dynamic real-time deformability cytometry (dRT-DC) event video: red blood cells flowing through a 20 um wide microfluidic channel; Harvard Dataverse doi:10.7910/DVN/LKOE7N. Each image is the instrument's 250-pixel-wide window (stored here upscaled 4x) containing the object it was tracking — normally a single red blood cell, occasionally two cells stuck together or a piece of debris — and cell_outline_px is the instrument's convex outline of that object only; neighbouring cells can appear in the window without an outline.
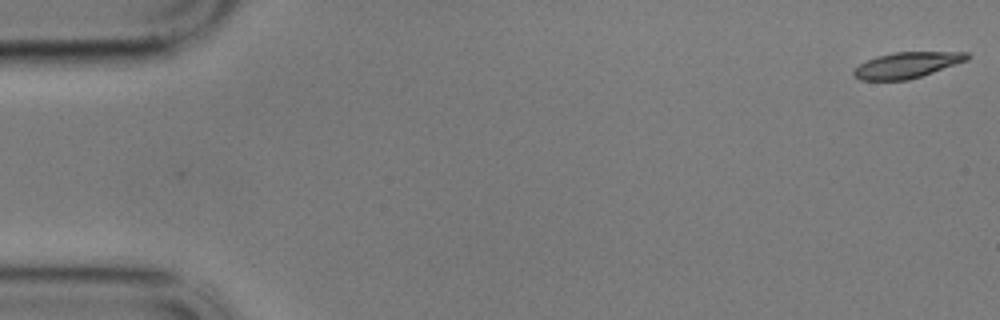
{"species": "common noctule bat (a hibernating species)", "species_latin": "Nyctalus noctula", "temperature_condition": "cold", "stored_images_in_passage": 58, "camera_frame_rate_fps": 3000, "um_per_image_px": 0.085, "animal": {"sex": "male", "body_mass_g": 17.9}, "frame": {"image": 1, "passage_image": 1, "time_ms": 0.0, "image_size_px": [1000, 320], "cell_outline_px": [[972, 56], [968, 60], [908, 80], [860, 80], [852, 76], [852, 72], [860, 64], [876, 56], [896, 52], [968, 52]], "centroid_in_image_um": [77.08, 5.53], "position_along_channel_um": 7.9, "area_um2": 16.99}}
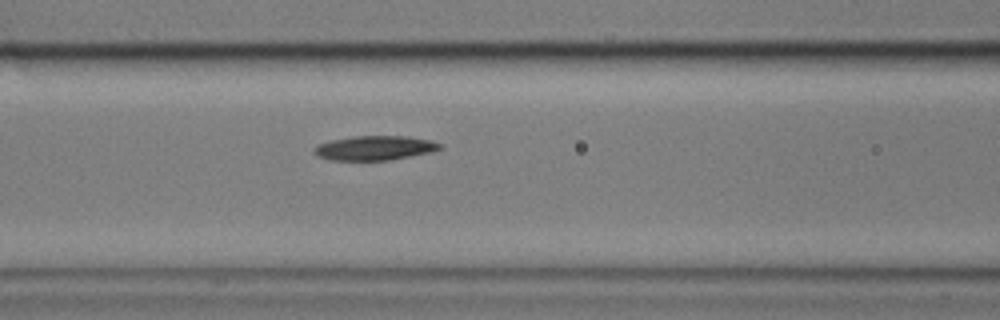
{"frame": {"image": 2, "passage_image": 24, "time_ms": 7.667, "image_size_px": [1000, 320], "cell_outline_px": [[444, 148], [432, 152], [388, 160], [328, 160], [316, 156], [312, 152], [312, 148], [316, 144], [332, 140], [356, 136], [408, 136], [428, 140], [444, 144]], "centroid_in_image_um": [31.83, 12.58], "position_along_channel_um": 134.8, "area_um2": 18.09}}
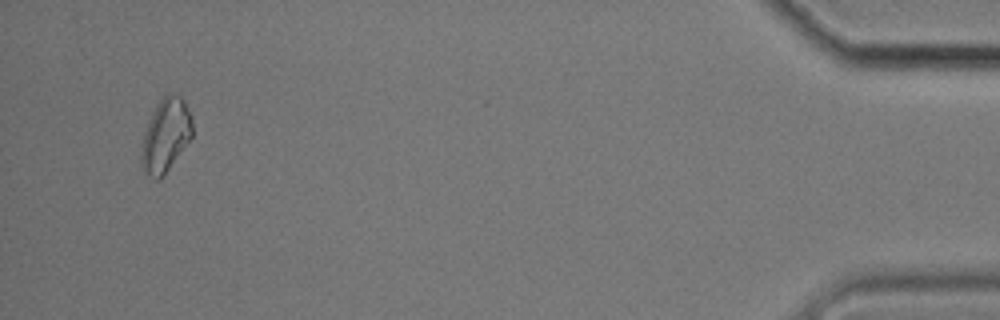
{"frame": {"image": 3, "passage_image": 56, "time_ms": 18.333, "image_size_px": [1000, 320], "cell_outline_px": [[192, 136], [164, 176], [160, 180], [156, 180], [144, 172], [140, 164], [140, 156], [144, 132], [152, 112], [156, 104], [168, 92], [172, 92], [180, 96], [184, 100], [192, 116]], "centroid_in_image_um": [14.07, 11.51], "position_along_channel_um": 421.1, "area_um2": 22.02}}